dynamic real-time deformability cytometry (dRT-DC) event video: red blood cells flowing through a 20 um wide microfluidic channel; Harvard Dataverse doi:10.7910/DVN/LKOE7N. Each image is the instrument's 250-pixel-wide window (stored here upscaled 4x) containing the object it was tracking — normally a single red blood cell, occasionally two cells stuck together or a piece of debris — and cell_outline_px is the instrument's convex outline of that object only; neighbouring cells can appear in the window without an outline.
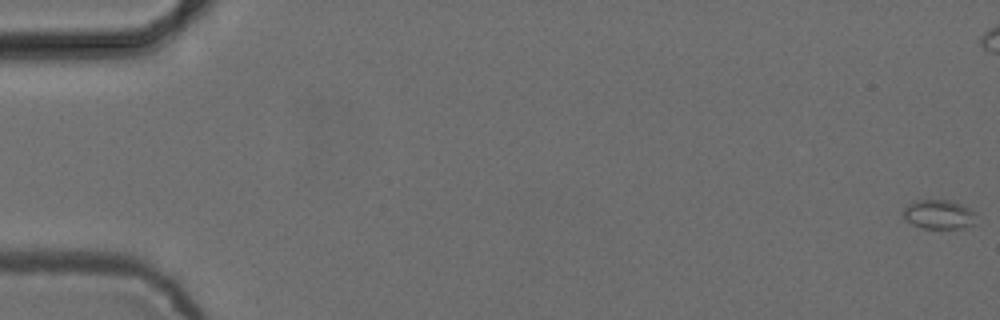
{"species": "common noctule bat (a hibernating species)", "species_latin": "Nyctalus noctula", "temperature_condition": "cold", "stored_images_in_passage": 55, "camera_frame_rate_fps": 3000, "um_per_image_px": 0.085, "animal": {"sex": "female", "body_mass_g": 24.6, "forearm_length_mm": 56.2}, "frame": {"image": 1, "passage_image": 1, "time_ms": 0.0, "image_size_px": [1000, 320], "cell_outline_px": [[972, 224], [964, 228], [924, 228], [912, 224], [904, 216], [904, 208], [908, 204], [916, 200], [948, 200], [960, 204], [968, 208], [972, 212]], "centroid_in_image_um": [79.74, 18.22], "position_along_channel_um": 5.3, "area_um2": 11.91}}
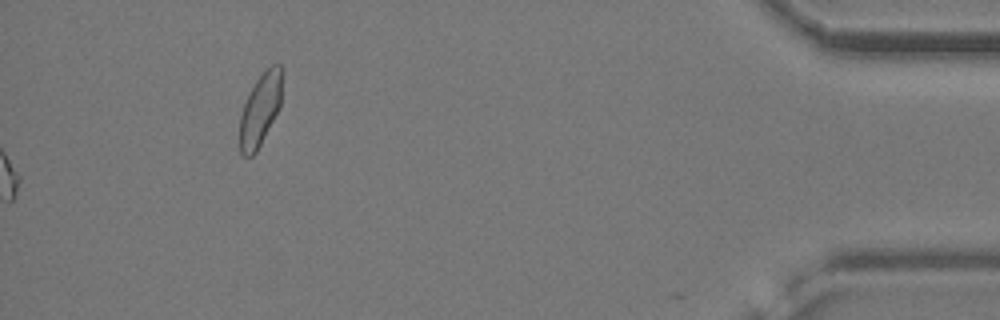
{"frame": {"image": 2, "passage_image": 55, "time_ms": 18.0, "image_size_px": [1000, 320], "cell_outline_px": [[284, 72], [280, 108], [256, 152], [252, 156], [244, 156], [240, 152], [240, 116], [244, 104], [256, 80], [272, 64], [280, 64]], "centroid_in_image_um": [22.16, 9.28], "position_along_channel_um": 413.0, "area_um2": 17.92}}